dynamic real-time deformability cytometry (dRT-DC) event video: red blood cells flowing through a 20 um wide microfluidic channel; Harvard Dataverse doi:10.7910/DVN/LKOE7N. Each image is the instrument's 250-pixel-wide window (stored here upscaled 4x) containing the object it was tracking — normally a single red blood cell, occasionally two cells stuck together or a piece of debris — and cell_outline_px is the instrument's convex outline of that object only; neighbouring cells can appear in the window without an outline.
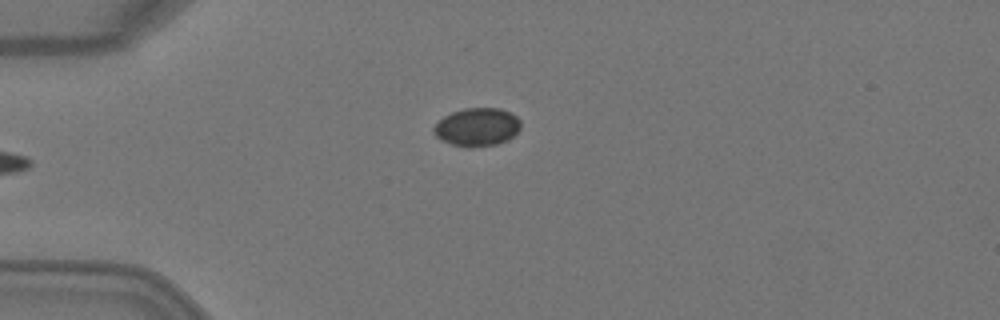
{"species": "Egyptian fruit bat (a non-hibernating species)", "species_latin": "Rousettus aegyptiacus", "temperature_condition": "warm", "stored_images_in_passage": 5, "camera_frame_rate_fps": 3000, "um_per_image_px": 0.085, "animal": {"sex": "female"}, "frame": {"image": 1, "passage_image": 5, "time_ms": 1.333, "image_size_px": [1000, 320], "cell_outline_px": [[520, 128], [508, 140], [496, 144], [468, 148], [452, 144], [440, 140], [436, 136], [432, 128], [444, 116], [452, 112], [464, 108], [500, 108], [516, 116], [520, 120]], "centroid_in_image_um": [40.54, 10.8], "position_along_channel_um": 44.5, "area_um2": 19.31}}